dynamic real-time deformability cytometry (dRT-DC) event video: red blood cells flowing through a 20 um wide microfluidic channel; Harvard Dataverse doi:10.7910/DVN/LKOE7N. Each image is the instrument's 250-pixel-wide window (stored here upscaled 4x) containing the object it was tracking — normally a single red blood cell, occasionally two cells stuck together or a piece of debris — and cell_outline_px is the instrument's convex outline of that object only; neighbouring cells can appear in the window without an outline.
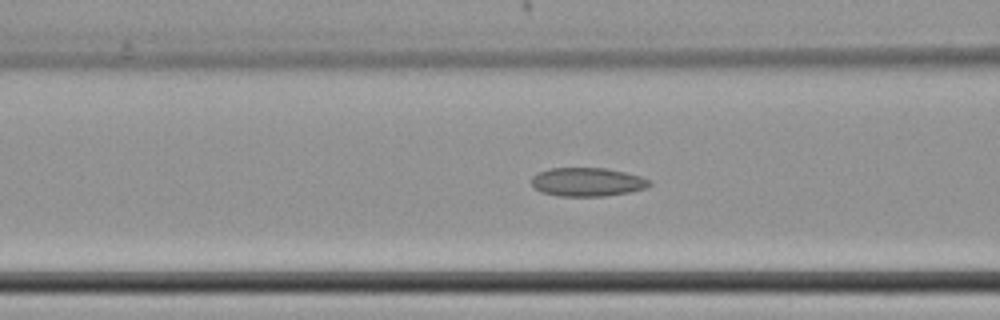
{"species": "common noctule bat (a hibernating species)", "species_latin": "Nyctalus noctula", "temperature_condition": "cold", "stored_images_in_passage": 52, "camera_frame_rate_fps": 3000, "um_per_image_px": 0.085, "animal": {"sex": "female", "body_mass_g": 22.7, "forearm_length_mm": 54.2}, "frame": {"image": 1, "passage_image": 28, "time_ms": 9.0, "image_size_px": [1000, 320], "cell_outline_px": [[652, 184], [644, 188], [628, 192], [604, 196], [560, 196], [540, 192], [532, 184], [532, 176], [536, 172], [548, 168], [604, 168], [624, 172], [640, 176], [652, 180]], "centroid_in_image_um": [49.9, 15.46], "position_along_channel_um": 116.7, "area_um2": 19.71}}
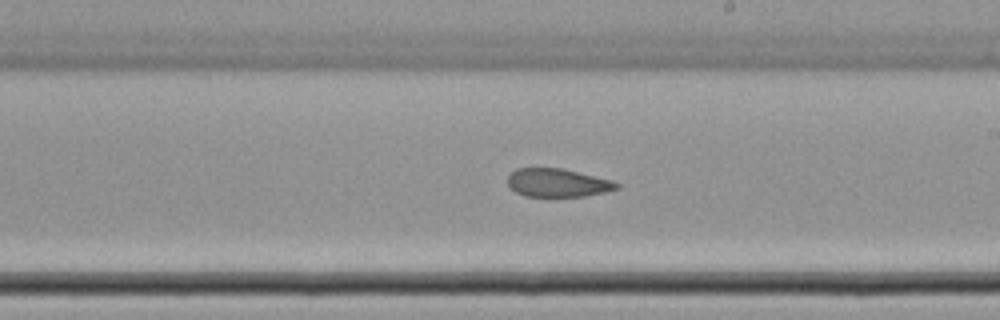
{"frame": {"image": 2, "passage_image": 39, "time_ms": 12.667, "image_size_px": [1000, 320], "cell_outline_px": [[620, 188], [604, 192], [584, 196], [524, 196], [508, 188], [508, 176], [516, 168], [564, 168], [612, 180], [620, 184]], "centroid_in_image_um": [47.39, 15.53], "position_along_channel_um": 241.6, "area_um2": 18.09}}
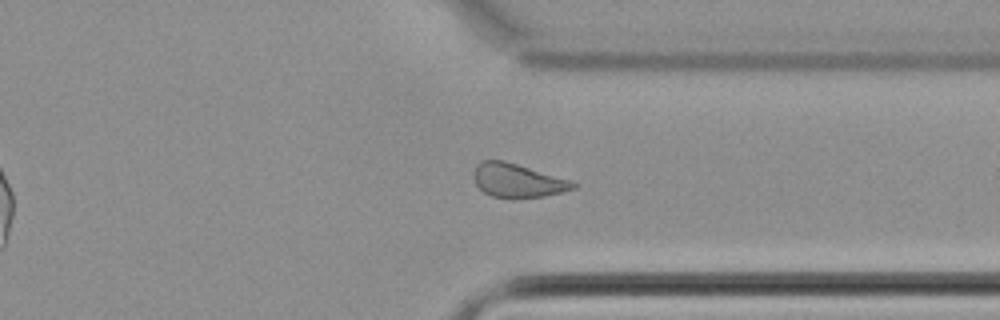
{"frame": {"image": 3, "passage_image": 50, "time_ms": 16.333, "image_size_px": [1000, 320], "cell_outline_px": [[580, 184], [576, 188], [544, 196], [492, 196], [484, 192], [476, 184], [476, 164], [480, 160], [504, 160], [568, 180]], "centroid_in_image_um": [44.0, 15.31], "position_along_channel_um": 367.4, "area_um2": 18.67}}